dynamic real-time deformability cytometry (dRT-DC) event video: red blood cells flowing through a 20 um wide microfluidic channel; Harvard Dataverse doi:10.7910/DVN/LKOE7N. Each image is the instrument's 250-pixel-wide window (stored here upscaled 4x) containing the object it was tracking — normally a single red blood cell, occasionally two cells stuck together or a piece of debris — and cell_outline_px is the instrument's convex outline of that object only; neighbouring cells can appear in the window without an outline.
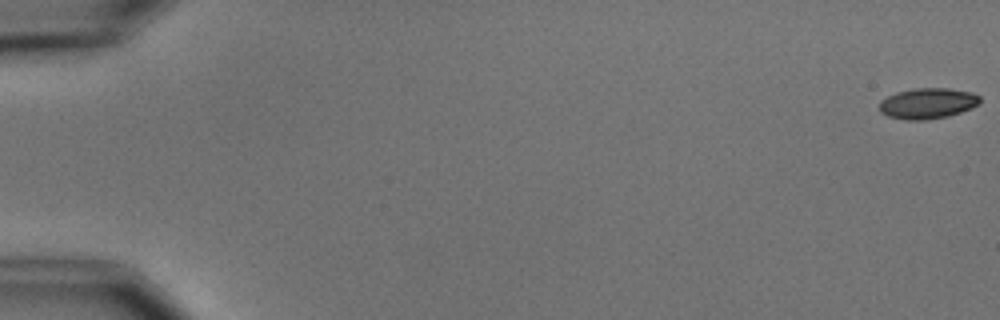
{"species": "common noctule bat (a hibernating species)", "species_latin": "Nyctalus noctula", "temperature_condition": "cold", "stored_images_in_passage": 6, "camera_frame_rate_fps": 3000, "um_per_image_px": 0.085, "animal": {"sex": "male", "body_mass_g": 15.6}, "frame": {"image": 1, "passage_image": 1, "time_ms": 0.0, "image_size_px": [1000, 320], "cell_outline_px": [[980, 104], [972, 108], [948, 116], [924, 120], [904, 120], [888, 116], [880, 112], [880, 100], [896, 92], [916, 88], [948, 88], [972, 92], [980, 96]], "centroid_in_image_um": [78.86, 8.78], "position_along_channel_um": 6.1, "area_um2": 18.09}}
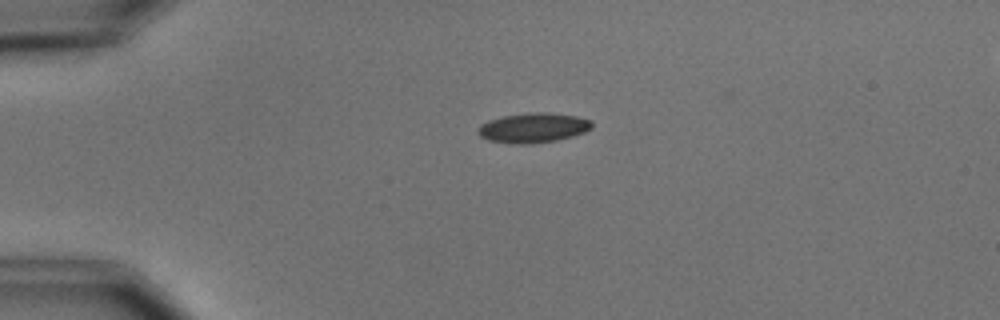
{"frame": {"image": 2, "passage_image": 4, "time_ms": 4.333, "image_size_px": [1000, 320], "cell_outline_px": [[592, 128], [584, 132], [572, 136], [556, 140], [528, 144], [508, 144], [488, 140], [480, 136], [476, 132], [480, 124], [488, 120], [504, 116], [528, 112], [548, 112], [576, 116], [592, 120]], "centroid_in_image_um": [45.29, 10.86], "position_along_channel_um": 39.7, "area_um2": 19.94}}